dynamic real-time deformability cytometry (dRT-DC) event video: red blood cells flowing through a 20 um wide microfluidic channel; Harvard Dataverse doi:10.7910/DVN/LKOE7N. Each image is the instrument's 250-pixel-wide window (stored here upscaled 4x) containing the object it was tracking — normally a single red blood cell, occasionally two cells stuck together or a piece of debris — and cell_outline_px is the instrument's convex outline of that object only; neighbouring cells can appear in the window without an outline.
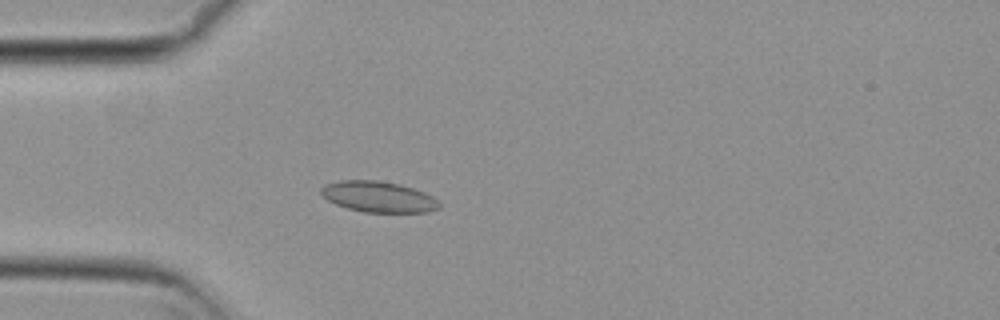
{"species": "common noctule bat (a hibernating species)", "species_latin": "Nyctalus noctula", "temperature_condition": "cold", "stored_images_in_passage": 46, "camera_frame_rate_fps": 3000, "um_per_image_px": 0.085, "animal": {"sex": "female", "body_mass_g": 29.2, "forearm_length_mm": 56.3}, "frame": {"image": 1, "passage_image": 7, "time_ms": 2.0, "image_size_px": [1000, 320], "cell_outline_px": [[440, 208], [428, 212], [364, 212], [348, 208], [336, 204], [328, 200], [320, 192], [320, 188], [324, 184], [340, 180], [376, 180], [400, 184], [424, 192], [432, 196], [440, 204]], "centroid_in_image_um": [32.15, 16.72], "position_along_channel_um": 52.8, "area_um2": 21.21}}
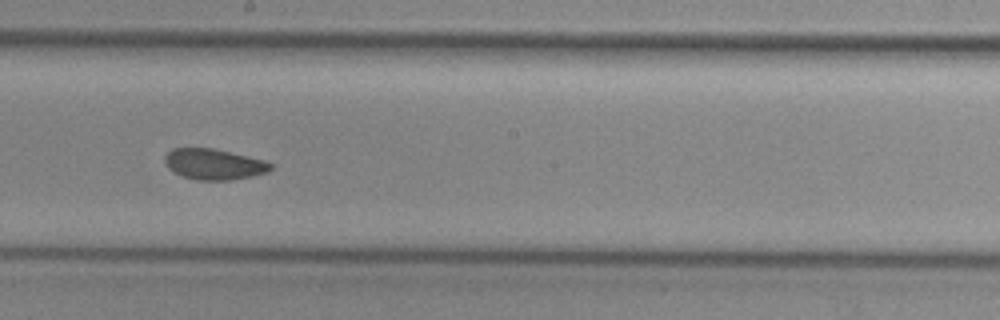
{"frame": {"image": 2, "passage_image": 22, "time_ms": 7.0, "image_size_px": [1000, 320], "cell_outline_px": [[272, 168], [268, 172], [252, 176], [232, 180], [196, 180], [184, 176], [168, 168], [164, 160], [164, 156], [172, 148], [212, 148], [264, 160], [272, 164]], "centroid_in_image_um": [18.18, 13.96], "position_along_channel_um": 230.0, "area_um2": 18.84}}
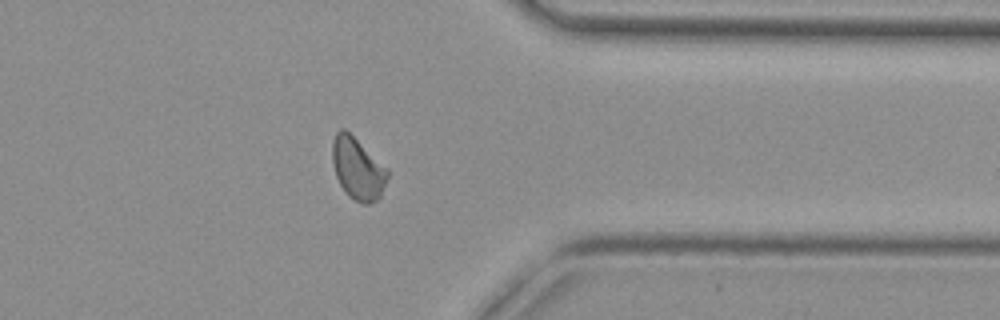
{"frame": {"image": 3, "passage_image": 35, "time_ms": 11.333, "image_size_px": [1000, 320], "cell_outline_px": [[388, 176], [380, 196], [376, 200], [368, 204], [360, 204], [348, 196], [340, 184], [336, 176], [332, 164], [332, 140], [336, 132], [340, 128], [344, 128], [388, 168]], "centroid_in_image_um": [30.38, 14.33], "position_along_channel_um": 381.0, "area_um2": 19.94}, "authors_computed_cell_mechanics": {"area_um2": 19.6231, "velocity_mm_per_s": 3.7208, "shape_relaxation_time_tau1_ms": null, "shape_relaxation_time_tau2_ms": 1.5486, "deformation_change_tau1": null, "deformation_change_tau2": 0.0447}}